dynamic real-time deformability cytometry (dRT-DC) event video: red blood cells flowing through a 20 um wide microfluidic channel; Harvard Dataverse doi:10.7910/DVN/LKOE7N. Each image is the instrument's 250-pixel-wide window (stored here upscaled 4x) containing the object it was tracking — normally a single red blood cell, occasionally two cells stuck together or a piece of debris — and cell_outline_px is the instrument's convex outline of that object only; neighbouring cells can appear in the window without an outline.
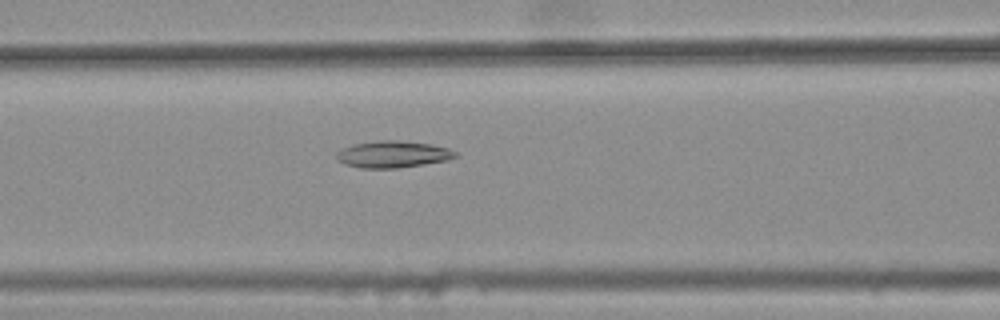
{"species": "common noctule bat (a hibernating species)", "species_latin": "Nyctalus noctula", "temperature_condition": "warm", "stored_images_in_passage": 35, "camera_frame_rate_fps": 3000, "um_per_image_px": 0.085, "animal": {"sex": "female", "body_mass_g": 25.1}, "frame": {"image": 1, "passage_image": 8, "time_ms": 2.333, "image_size_px": [1000, 320], "cell_outline_px": [[460, 156], [448, 160], [424, 164], [396, 168], [360, 168], [344, 164], [336, 160], [336, 152], [340, 148], [352, 144], [380, 140], [396, 140], [432, 144], [448, 148], [456, 152]], "centroid_in_image_um": [33.37, 13.11], "position_along_channel_um": 133.2, "area_um2": 18.79}}
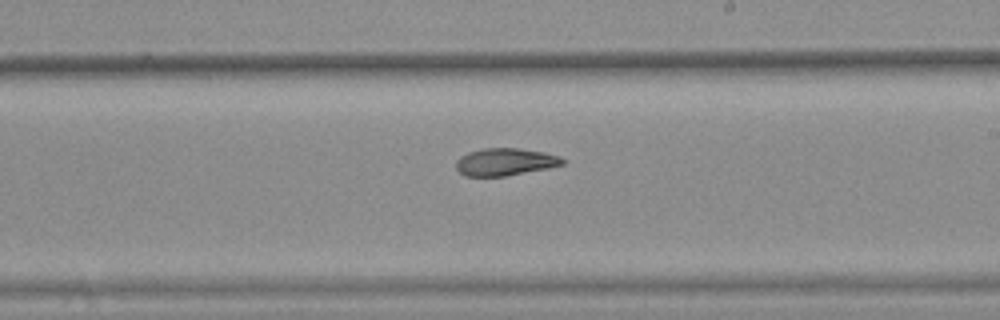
{"frame": {"image": 2, "passage_image": 17, "time_ms": 5.333, "image_size_px": [1000, 320], "cell_outline_px": [[564, 164], [548, 168], [504, 176], [464, 176], [456, 168], [456, 160], [460, 156], [468, 152], [484, 148], [520, 148], [544, 152], [560, 156], [564, 160]], "centroid_in_image_um": [42.92, 13.75], "position_along_channel_um": 246.1, "area_um2": 16.99}}
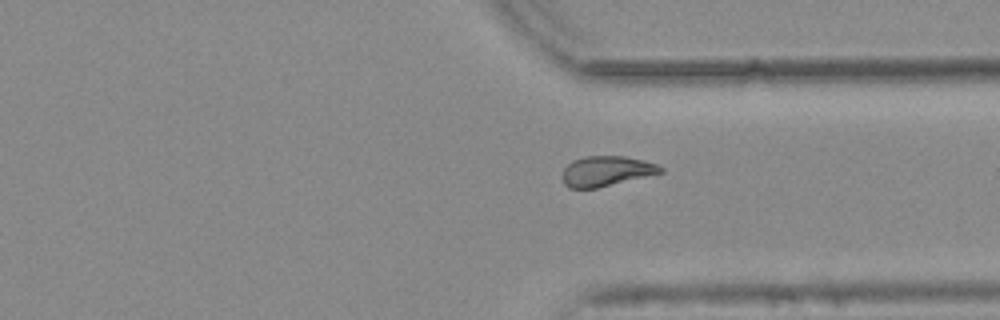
{"frame": {"image": 3, "passage_image": 26, "time_ms": 8.333, "image_size_px": [1000, 320], "cell_outline_px": [[664, 172], [596, 188], [568, 188], [564, 184], [560, 176], [564, 168], [572, 160], [584, 156], [624, 156], [644, 160], [656, 164], [664, 168]], "centroid_in_image_um": [51.5, 14.54], "position_along_channel_um": 359.9, "area_um2": 17.34}, "authors_computed_cell_mechanics": {"area_um2": 17.6868, "velocity_mm_per_s": 3.7724, "shape_relaxation_time_tau1_ms": null, "shape_relaxation_time_tau2_ms": 6.917, "deformation_change_tau1": null, "deformation_change_tau2": 0.1371}}